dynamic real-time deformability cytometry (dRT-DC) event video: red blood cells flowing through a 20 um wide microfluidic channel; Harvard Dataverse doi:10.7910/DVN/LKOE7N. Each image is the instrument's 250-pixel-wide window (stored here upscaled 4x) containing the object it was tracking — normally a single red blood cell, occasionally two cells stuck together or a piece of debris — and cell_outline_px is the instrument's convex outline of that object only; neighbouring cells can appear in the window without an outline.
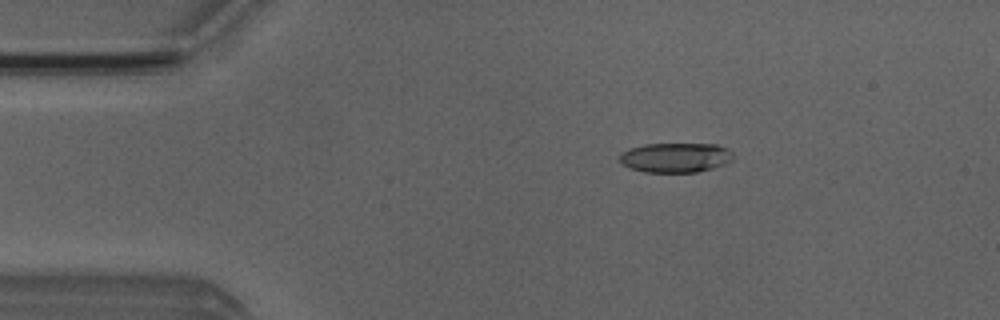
{"species": "Egyptian fruit bat (a non-hibernating species)", "species_latin": "Rousettus aegyptiacus", "temperature_condition": "room temperature", "stored_images_in_passage": 5, "camera_frame_rate_fps": 3000, "um_per_image_px": 0.085, "animal": {"sex": "male"}, "frame": {"image": 1, "passage_image": 2, "time_ms": 1.333, "image_size_px": [1000, 320], "cell_outline_px": [[732, 160], [728, 164], [696, 172], [644, 172], [628, 168], [620, 164], [620, 152], [644, 144], [716, 144], [732, 152]], "centroid_in_image_um": [57.39, 13.4], "position_along_channel_um": 27.6, "area_um2": 19.71}}